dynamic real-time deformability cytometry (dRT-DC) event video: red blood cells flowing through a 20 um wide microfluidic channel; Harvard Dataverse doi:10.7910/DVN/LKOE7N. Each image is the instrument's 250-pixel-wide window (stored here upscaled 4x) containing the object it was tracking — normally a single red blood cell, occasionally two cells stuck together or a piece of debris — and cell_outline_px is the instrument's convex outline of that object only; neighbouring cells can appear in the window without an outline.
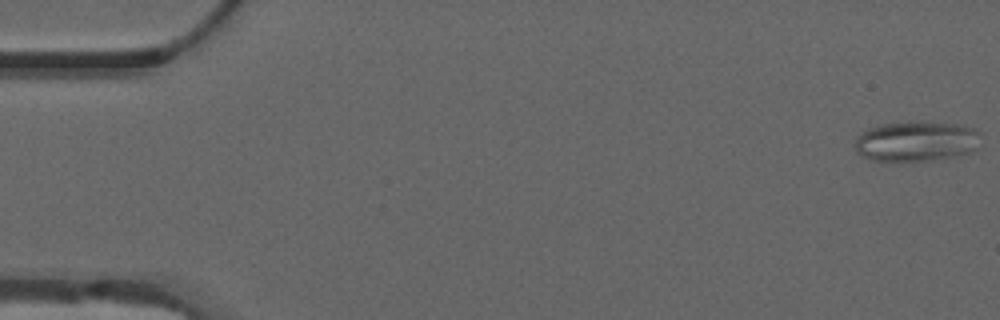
{"species": "common noctule bat (a hibernating species)", "species_latin": "Nyctalus noctula", "temperature_condition": "warm", "stored_images_in_passage": 49, "camera_frame_rate_fps": 3000, "um_per_image_px": 0.085, "animal": {"sex": "male", "forearm_length_mm": 52.5}, "frame": {"image": 1, "passage_image": 1, "time_ms": 0.0, "image_size_px": [1000, 320], "cell_outline_px": [[980, 132], [976, 148], [968, 152], [956, 156], [932, 160], [868, 160], [856, 152], [856, 140], [860, 132], [868, 128], [884, 124], [908, 120], [912, 120], [964, 124], [976, 128]], "centroid_in_image_um": [77.89, 11.97], "position_along_channel_um": 7.1, "area_um2": 29.82}}
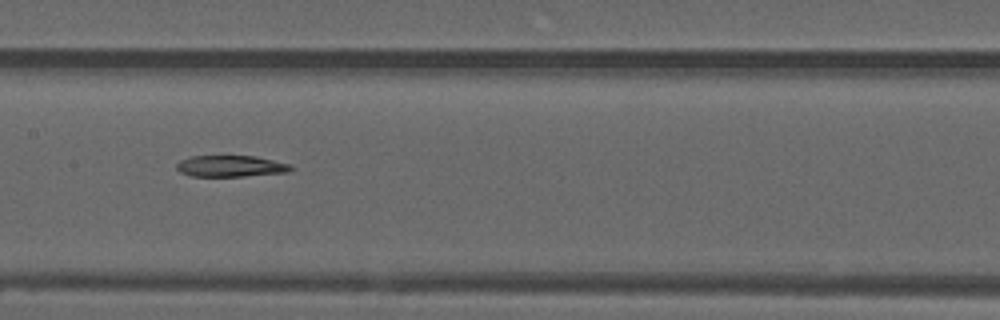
{"frame": {"image": 2, "passage_image": 27, "time_ms": 8.667, "image_size_px": [1000, 320], "cell_outline_px": [[292, 168], [288, 172], [244, 176], [188, 176], [180, 172], [176, 168], [176, 164], [180, 160], [192, 156], [256, 156], [288, 164]], "centroid_in_image_um": [19.55, 14.12], "position_along_channel_um": 187.9, "area_um2": 14.1}}
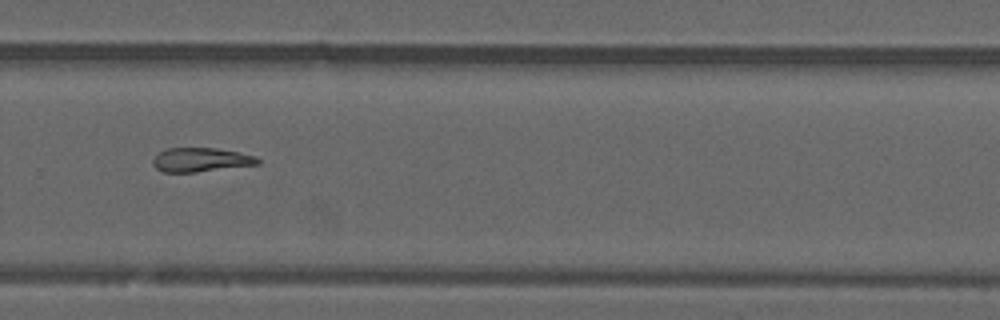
{"frame": {"image": 3, "passage_image": 37, "time_ms": 12.0, "image_size_px": [1000, 320], "cell_outline_px": [[260, 164], [196, 172], [164, 172], [156, 168], [152, 164], [152, 160], [160, 152], [168, 148], [216, 148], [240, 152], [256, 156], [260, 160]], "centroid_in_image_um": [17.1, 13.58], "position_along_channel_um": 312.7, "area_um2": 14.68}}